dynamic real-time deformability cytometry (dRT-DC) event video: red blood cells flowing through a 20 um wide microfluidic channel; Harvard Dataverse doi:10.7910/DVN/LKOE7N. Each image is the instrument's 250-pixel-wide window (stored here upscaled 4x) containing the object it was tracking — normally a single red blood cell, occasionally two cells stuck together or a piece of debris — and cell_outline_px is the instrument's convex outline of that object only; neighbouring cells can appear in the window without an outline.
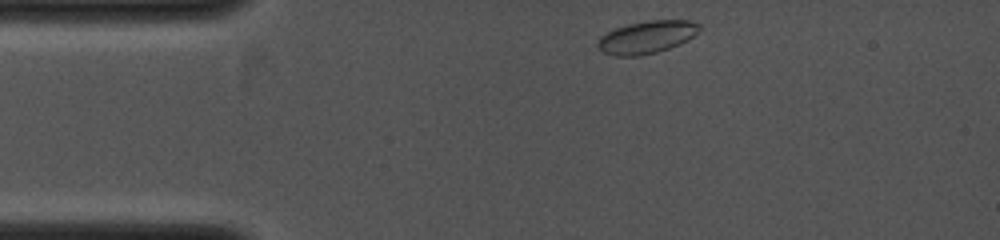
{"species": "common noctule bat (a hibernating species)", "species_latin": "Nyctalus noctula", "temperature_condition": "cold", "stored_images_in_passage": 4, "camera_frame_rate_fps": 4000, "um_per_image_px": 0.085, "animal": {"sex": "female", "body_mass_g": 19.0, "forearm_length_mm": 53.3}, "frame": {"image": 1, "passage_image": 1, "time_ms": 0.0, "image_size_px": [1000, 240], "cell_outline_px": [[700, 28], [688, 40], [680, 44], [656, 52], [640, 56], [612, 56], [604, 52], [596, 44], [600, 36], [616, 28], [628, 24], [648, 20], [688, 20], [700, 24]], "centroid_in_image_um": [54.96, 3.16], "position_along_channel_um": 30.0, "area_um2": 19.19}}
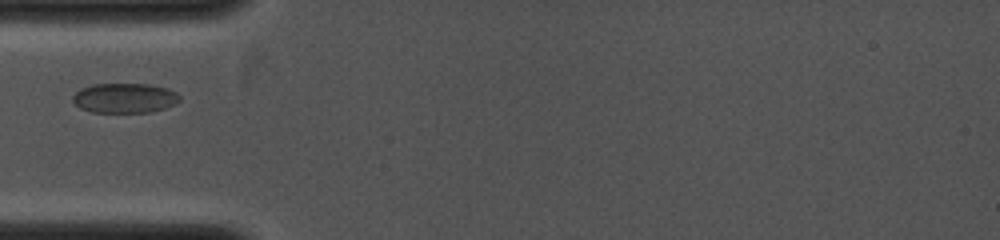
{"frame": {"image": 2, "passage_image": 3, "time_ms": 1.75, "image_size_px": [1000, 240], "cell_outline_px": [[180, 100], [176, 104], [164, 108], [148, 112], [92, 112], [80, 108], [72, 100], [72, 96], [80, 88], [92, 84], [148, 84], [168, 88], [176, 92], [180, 96]], "centroid_in_image_um": [10.59, 8.32], "position_along_channel_um": 74.4, "area_um2": 18.61}}
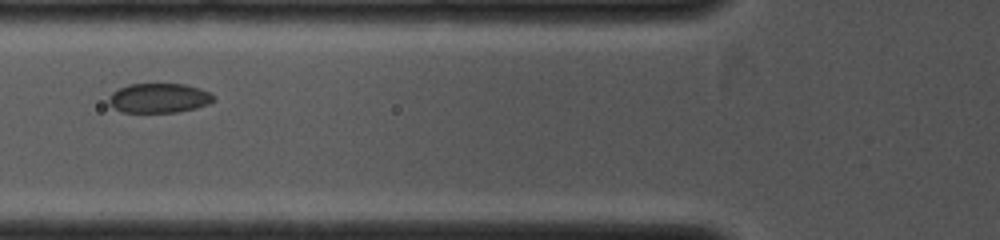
{"frame": {"image": 3, "passage_image": 4, "time_ms": 2.5, "image_size_px": [1000, 240], "cell_outline_px": [[216, 100], [208, 104], [196, 108], [176, 112], [124, 112], [108, 104], [108, 96], [112, 92], [128, 84], [184, 84], [208, 92]], "centroid_in_image_um": [13.48, 8.34], "position_along_channel_um": 112.3, "area_um2": 17.86}}